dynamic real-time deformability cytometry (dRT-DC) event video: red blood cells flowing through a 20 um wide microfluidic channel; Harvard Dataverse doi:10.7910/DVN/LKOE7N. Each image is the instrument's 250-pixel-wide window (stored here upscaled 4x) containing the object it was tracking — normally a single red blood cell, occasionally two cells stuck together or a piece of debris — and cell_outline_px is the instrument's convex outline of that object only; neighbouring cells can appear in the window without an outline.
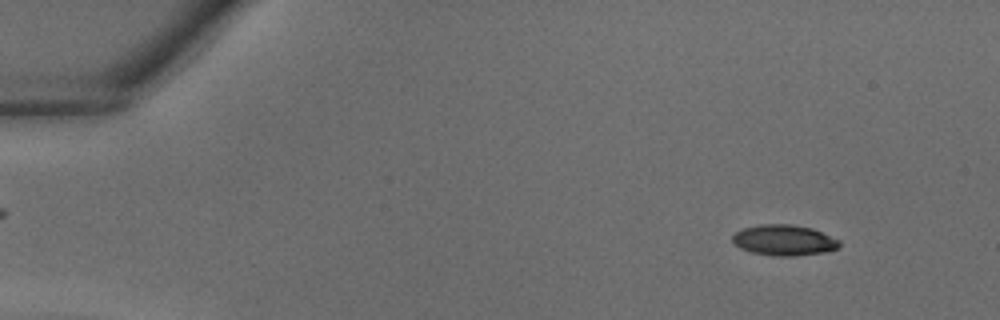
{"species": "common noctule bat (a hibernating species)", "species_latin": "Nyctalus noctula", "temperature_condition": "warm", "stored_images_in_passage": 38, "camera_frame_rate_fps": 3000, "um_per_image_px": 0.085, "animal": {"sex": "male", "body_mass_g": 18.8}, "frame": {"image": 1, "passage_image": 4, "time_ms": 1.0, "image_size_px": [1000, 320], "cell_outline_px": [[840, 244], [836, 248], [828, 252], [796, 256], [772, 256], [752, 252], [740, 248], [732, 240], [732, 236], [736, 232], [744, 228], [760, 224], [792, 224], [812, 228], [840, 240]], "centroid_in_image_um": [66.66, 20.42], "position_along_channel_um": 18.3, "area_um2": 19.19}}
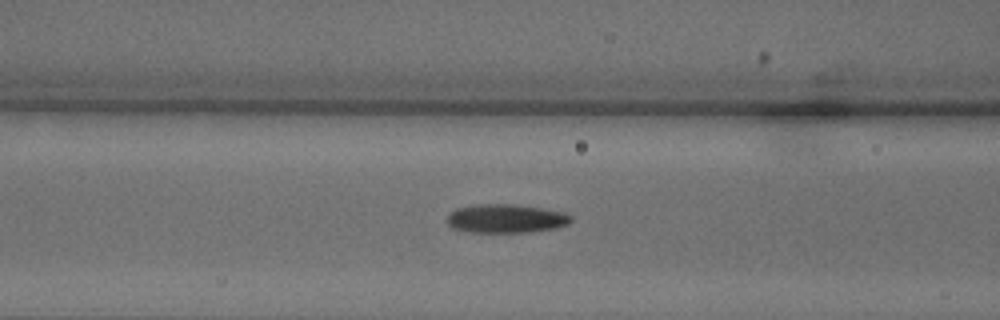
{"frame": {"image": 2, "passage_image": 16, "time_ms": 5.0, "image_size_px": [1000, 320], "cell_outline_px": [[572, 220], [568, 224], [556, 228], [528, 232], [468, 232], [452, 228], [448, 224], [448, 212], [456, 208], [480, 204], [512, 204], [540, 208], [564, 212], [572, 216]], "centroid_in_image_um": [42.99, 18.58], "position_along_channel_um": 123.6, "area_um2": 20.75}}
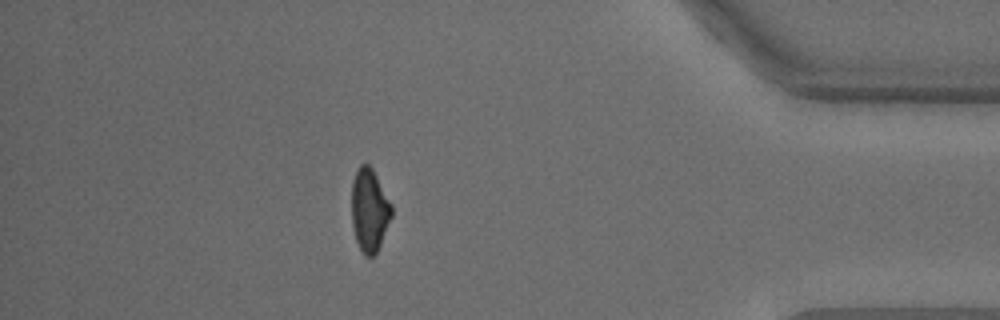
{"frame": {"image": 3, "passage_image": 34, "time_ms": 11.0, "image_size_px": [1000, 320], "cell_outline_px": [[392, 216], [380, 244], [376, 252], [372, 256], [364, 256], [356, 240], [352, 228], [352, 180], [360, 164], [368, 164], [372, 168], [392, 204]], "centroid_in_image_um": [31.4, 17.85], "position_along_channel_um": 403.8, "area_um2": 19.25}}